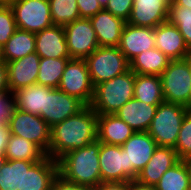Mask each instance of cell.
I'll list each match as a JSON object with an SVG mask.
<instances>
[{
	"instance_id": "f1b7e54d",
	"label": "cell",
	"mask_w": 191,
	"mask_h": 190,
	"mask_svg": "<svg viewBox=\"0 0 191 190\" xmlns=\"http://www.w3.org/2000/svg\"><path fill=\"white\" fill-rule=\"evenodd\" d=\"M71 58H42L40 57L37 84L58 88L61 77Z\"/></svg>"
},
{
	"instance_id": "7402d4cb",
	"label": "cell",
	"mask_w": 191,
	"mask_h": 190,
	"mask_svg": "<svg viewBox=\"0 0 191 190\" xmlns=\"http://www.w3.org/2000/svg\"><path fill=\"white\" fill-rule=\"evenodd\" d=\"M157 107L133 98L123 105L115 115L129 125L134 132H147Z\"/></svg>"
},
{
	"instance_id": "ba28073f",
	"label": "cell",
	"mask_w": 191,
	"mask_h": 190,
	"mask_svg": "<svg viewBox=\"0 0 191 190\" xmlns=\"http://www.w3.org/2000/svg\"><path fill=\"white\" fill-rule=\"evenodd\" d=\"M10 7L19 29L36 33L53 25L49 0H16Z\"/></svg>"
},
{
	"instance_id": "9a60e30c",
	"label": "cell",
	"mask_w": 191,
	"mask_h": 190,
	"mask_svg": "<svg viewBox=\"0 0 191 190\" xmlns=\"http://www.w3.org/2000/svg\"><path fill=\"white\" fill-rule=\"evenodd\" d=\"M156 147V142L148 132H135L122 145V149L127 152L128 166H131V181L137 179Z\"/></svg>"
},
{
	"instance_id": "e575fe53",
	"label": "cell",
	"mask_w": 191,
	"mask_h": 190,
	"mask_svg": "<svg viewBox=\"0 0 191 190\" xmlns=\"http://www.w3.org/2000/svg\"><path fill=\"white\" fill-rule=\"evenodd\" d=\"M17 26L10 5H0V44L4 45L14 34Z\"/></svg>"
},
{
	"instance_id": "bcb514c9",
	"label": "cell",
	"mask_w": 191,
	"mask_h": 190,
	"mask_svg": "<svg viewBox=\"0 0 191 190\" xmlns=\"http://www.w3.org/2000/svg\"><path fill=\"white\" fill-rule=\"evenodd\" d=\"M6 162V157L4 154H0V169L2 168L3 164Z\"/></svg>"
},
{
	"instance_id": "d6a6232c",
	"label": "cell",
	"mask_w": 191,
	"mask_h": 190,
	"mask_svg": "<svg viewBox=\"0 0 191 190\" xmlns=\"http://www.w3.org/2000/svg\"><path fill=\"white\" fill-rule=\"evenodd\" d=\"M168 21L178 28L191 51V8L179 6L172 1L169 5Z\"/></svg>"
},
{
	"instance_id": "7bdbcfd3",
	"label": "cell",
	"mask_w": 191,
	"mask_h": 190,
	"mask_svg": "<svg viewBox=\"0 0 191 190\" xmlns=\"http://www.w3.org/2000/svg\"><path fill=\"white\" fill-rule=\"evenodd\" d=\"M128 190H158L154 186H148L138 183L136 180L128 182Z\"/></svg>"
},
{
	"instance_id": "836d02e7",
	"label": "cell",
	"mask_w": 191,
	"mask_h": 190,
	"mask_svg": "<svg viewBox=\"0 0 191 190\" xmlns=\"http://www.w3.org/2000/svg\"><path fill=\"white\" fill-rule=\"evenodd\" d=\"M174 150L179 160L191 157V109L186 113Z\"/></svg>"
},
{
	"instance_id": "30bf717a",
	"label": "cell",
	"mask_w": 191,
	"mask_h": 190,
	"mask_svg": "<svg viewBox=\"0 0 191 190\" xmlns=\"http://www.w3.org/2000/svg\"><path fill=\"white\" fill-rule=\"evenodd\" d=\"M64 32L71 59H86L99 47L90 19L74 20L64 26Z\"/></svg>"
},
{
	"instance_id": "8d00e7d4",
	"label": "cell",
	"mask_w": 191,
	"mask_h": 190,
	"mask_svg": "<svg viewBox=\"0 0 191 190\" xmlns=\"http://www.w3.org/2000/svg\"><path fill=\"white\" fill-rule=\"evenodd\" d=\"M15 108L14 95L12 92L0 94V125L8 124Z\"/></svg>"
},
{
	"instance_id": "ac0fdd59",
	"label": "cell",
	"mask_w": 191,
	"mask_h": 190,
	"mask_svg": "<svg viewBox=\"0 0 191 190\" xmlns=\"http://www.w3.org/2000/svg\"><path fill=\"white\" fill-rule=\"evenodd\" d=\"M40 56L30 53L21 59L7 62L8 85L10 92L37 84Z\"/></svg>"
},
{
	"instance_id": "74e56055",
	"label": "cell",
	"mask_w": 191,
	"mask_h": 190,
	"mask_svg": "<svg viewBox=\"0 0 191 190\" xmlns=\"http://www.w3.org/2000/svg\"><path fill=\"white\" fill-rule=\"evenodd\" d=\"M80 18L90 19L103 8L98 0H76Z\"/></svg>"
},
{
	"instance_id": "b9f144b4",
	"label": "cell",
	"mask_w": 191,
	"mask_h": 190,
	"mask_svg": "<svg viewBox=\"0 0 191 190\" xmlns=\"http://www.w3.org/2000/svg\"><path fill=\"white\" fill-rule=\"evenodd\" d=\"M10 134H11V132L9 129V125L1 124L0 125V154L5 153Z\"/></svg>"
},
{
	"instance_id": "8992f818",
	"label": "cell",
	"mask_w": 191,
	"mask_h": 190,
	"mask_svg": "<svg viewBox=\"0 0 191 190\" xmlns=\"http://www.w3.org/2000/svg\"><path fill=\"white\" fill-rule=\"evenodd\" d=\"M85 60L94 87L130 69V63L119 47L99 46Z\"/></svg>"
},
{
	"instance_id": "f35d334b",
	"label": "cell",
	"mask_w": 191,
	"mask_h": 190,
	"mask_svg": "<svg viewBox=\"0 0 191 190\" xmlns=\"http://www.w3.org/2000/svg\"><path fill=\"white\" fill-rule=\"evenodd\" d=\"M50 190H93V187L69 182L58 174Z\"/></svg>"
},
{
	"instance_id": "5b68a950",
	"label": "cell",
	"mask_w": 191,
	"mask_h": 190,
	"mask_svg": "<svg viewBox=\"0 0 191 190\" xmlns=\"http://www.w3.org/2000/svg\"><path fill=\"white\" fill-rule=\"evenodd\" d=\"M160 77L164 101L191 109V56L183 60H171Z\"/></svg>"
},
{
	"instance_id": "d4e9b609",
	"label": "cell",
	"mask_w": 191,
	"mask_h": 190,
	"mask_svg": "<svg viewBox=\"0 0 191 190\" xmlns=\"http://www.w3.org/2000/svg\"><path fill=\"white\" fill-rule=\"evenodd\" d=\"M171 61L158 48L143 51L130 62V69L135 74L161 75Z\"/></svg>"
},
{
	"instance_id": "ab89813d",
	"label": "cell",
	"mask_w": 191,
	"mask_h": 190,
	"mask_svg": "<svg viewBox=\"0 0 191 190\" xmlns=\"http://www.w3.org/2000/svg\"><path fill=\"white\" fill-rule=\"evenodd\" d=\"M93 190H128V182H101L96 187H94Z\"/></svg>"
},
{
	"instance_id": "681fc988",
	"label": "cell",
	"mask_w": 191,
	"mask_h": 190,
	"mask_svg": "<svg viewBox=\"0 0 191 190\" xmlns=\"http://www.w3.org/2000/svg\"><path fill=\"white\" fill-rule=\"evenodd\" d=\"M2 53H3V45L0 44V60L2 59Z\"/></svg>"
},
{
	"instance_id": "e0dca14e",
	"label": "cell",
	"mask_w": 191,
	"mask_h": 190,
	"mask_svg": "<svg viewBox=\"0 0 191 190\" xmlns=\"http://www.w3.org/2000/svg\"><path fill=\"white\" fill-rule=\"evenodd\" d=\"M118 47L130 63L143 51L155 47L154 28L138 27L125 23Z\"/></svg>"
},
{
	"instance_id": "cb8c5ba5",
	"label": "cell",
	"mask_w": 191,
	"mask_h": 190,
	"mask_svg": "<svg viewBox=\"0 0 191 190\" xmlns=\"http://www.w3.org/2000/svg\"><path fill=\"white\" fill-rule=\"evenodd\" d=\"M51 87L34 84L13 93L15 108L40 116L44 120L45 94H48Z\"/></svg>"
},
{
	"instance_id": "44dd1931",
	"label": "cell",
	"mask_w": 191,
	"mask_h": 190,
	"mask_svg": "<svg viewBox=\"0 0 191 190\" xmlns=\"http://www.w3.org/2000/svg\"><path fill=\"white\" fill-rule=\"evenodd\" d=\"M101 47H118L121 33L126 23L122 18L113 16L109 11L102 9L90 18Z\"/></svg>"
},
{
	"instance_id": "9c48e42d",
	"label": "cell",
	"mask_w": 191,
	"mask_h": 190,
	"mask_svg": "<svg viewBox=\"0 0 191 190\" xmlns=\"http://www.w3.org/2000/svg\"><path fill=\"white\" fill-rule=\"evenodd\" d=\"M58 88L83 101L90 106L94 97V86L91 82L85 59H70L65 67Z\"/></svg>"
},
{
	"instance_id": "4dcf8cb0",
	"label": "cell",
	"mask_w": 191,
	"mask_h": 190,
	"mask_svg": "<svg viewBox=\"0 0 191 190\" xmlns=\"http://www.w3.org/2000/svg\"><path fill=\"white\" fill-rule=\"evenodd\" d=\"M24 160H6L0 169V190H23Z\"/></svg>"
},
{
	"instance_id": "484cf974",
	"label": "cell",
	"mask_w": 191,
	"mask_h": 190,
	"mask_svg": "<svg viewBox=\"0 0 191 190\" xmlns=\"http://www.w3.org/2000/svg\"><path fill=\"white\" fill-rule=\"evenodd\" d=\"M134 98L149 105L159 106L164 102L161 77L136 74Z\"/></svg>"
},
{
	"instance_id": "4316f807",
	"label": "cell",
	"mask_w": 191,
	"mask_h": 190,
	"mask_svg": "<svg viewBox=\"0 0 191 190\" xmlns=\"http://www.w3.org/2000/svg\"><path fill=\"white\" fill-rule=\"evenodd\" d=\"M35 51V33L17 28L3 45L2 60L6 63L15 61Z\"/></svg>"
},
{
	"instance_id": "7a4b0ae2",
	"label": "cell",
	"mask_w": 191,
	"mask_h": 190,
	"mask_svg": "<svg viewBox=\"0 0 191 190\" xmlns=\"http://www.w3.org/2000/svg\"><path fill=\"white\" fill-rule=\"evenodd\" d=\"M100 142L69 151L58 160L59 175L79 185L96 187L101 183L99 167Z\"/></svg>"
},
{
	"instance_id": "5bb4252c",
	"label": "cell",
	"mask_w": 191,
	"mask_h": 190,
	"mask_svg": "<svg viewBox=\"0 0 191 190\" xmlns=\"http://www.w3.org/2000/svg\"><path fill=\"white\" fill-rule=\"evenodd\" d=\"M58 174V161L48 155L38 162L24 160L23 190H50Z\"/></svg>"
},
{
	"instance_id": "f6af8a7d",
	"label": "cell",
	"mask_w": 191,
	"mask_h": 190,
	"mask_svg": "<svg viewBox=\"0 0 191 190\" xmlns=\"http://www.w3.org/2000/svg\"><path fill=\"white\" fill-rule=\"evenodd\" d=\"M184 162L189 172V179H190V185H191V157L185 159Z\"/></svg>"
},
{
	"instance_id": "7dc6e473",
	"label": "cell",
	"mask_w": 191,
	"mask_h": 190,
	"mask_svg": "<svg viewBox=\"0 0 191 190\" xmlns=\"http://www.w3.org/2000/svg\"><path fill=\"white\" fill-rule=\"evenodd\" d=\"M16 0H0V4L2 5H10L11 3L15 2Z\"/></svg>"
},
{
	"instance_id": "60d3db41",
	"label": "cell",
	"mask_w": 191,
	"mask_h": 190,
	"mask_svg": "<svg viewBox=\"0 0 191 190\" xmlns=\"http://www.w3.org/2000/svg\"><path fill=\"white\" fill-rule=\"evenodd\" d=\"M8 67L5 61L0 60V94L9 92Z\"/></svg>"
},
{
	"instance_id": "f546056e",
	"label": "cell",
	"mask_w": 191,
	"mask_h": 190,
	"mask_svg": "<svg viewBox=\"0 0 191 190\" xmlns=\"http://www.w3.org/2000/svg\"><path fill=\"white\" fill-rule=\"evenodd\" d=\"M158 190H191L189 172L183 160L164 172L155 185Z\"/></svg>"
},
{
	"instance_id": "6da1fadb",
	"label": "cell",
	"mask_w": 191,
	"mask_h": 190,
	"mask_svg": "<svg viewBox=\"0 0 191 190\" xmlns=\"http://www.w3.org/2000/svg\"><path fill=\"white\" fill-rule=\"evenodd\" d=\"M98 115L91 106L51 127L48 156L58 161L69 151L97 140Z\"/></svg>"
},
{
	"instance_id": "1f68e13d",
	"label": "cell",
	"mask_w": 191,
	"mask_h": 190,
	"mask_svg": "<svg viewBox=\"0 0 191 190\" xmlns=\"http://www.w3.org/2000/svg\"><path fill=\"white\" fill-rule=\"evenodd\" d=\"M52 22L58 26H65L80 19L76 0H49Z\"/></svg>"
},
{
	"instance_id": "4fadbf2b",
	"label": "cell",
	"mask_w": 191,
	"mask_h": 190,
	"mask_svg": "<svg viewBox=\"0 0 191 190\" xmlns=\"http://www.w3.org/2000/svg\"><path fill=\"white\" fill-rule=\"evenodd\" d=\"M173 0H134L131 14L126 23L155 28L168 21L169 5Z\"/></svg>"
},
{
	"instance_id": "d590c367",
	"label": "cell",
	"mask_w": 191,
	"mask_h": 190,
	"mask_svg": "<svg viewBox=\"0 0 191 190\" xmlns=\"http://www.w3.org/2000/svg\"><path fill=\"white\" fill-rule=\"evenodd\" d=\"M133 1L134 0H109L104 9L109 11L113 16L120 17L127 22L133 8Z\"/></svg>"
},
{
	"instance_id": "7c38bea8",
	"label": "cell",
	"mask_w": 191,
	"mask_h": 190,
	"mask_svg": "<svg viewBox=\"0 0 191 190\" xmlns=\"http://www.w3.org/2000/svg\"><path fill=\"white\" fill-rule=\"evenodd\" d=\"M86 106L80 99L68 95L59 88H52L45 94L44 121L52 127L79 113Z\"/></svg>"
},
{
	"instance_id": "52a82bcc",
	"label": "cell",
	"mask_w": 191,
	"mask_h": 190,
	"mask_svg": "<svg viewBox=\"0 0 191 190\" xmlns=\"http://www.w3.org/2000/svg\"><path fill=\"white\" fill-rule=\"evenodd\" d=\"M8 125L11 134L36 144L48 155L51 127L40 116L14 108Z\"/></svg>"
},
{
	"instance_id": "83f0119b",
	"label": "cell",
	"mask_w": 191,
	"mask_h": 190,
	"mask_svg": "<svg viewBox=\"0 0 191 190\" xmlns=\"http://www.w3.org/2000/svg\"><path fill=\"white\" fill-rule=\"evenodd\" d=\"M4 155L6 160L33 162H38L46 156L36 144L13 134H10Z\"/></svg>"
},
{
	"instance_id": "3957f363",
	"label": "cell",
	"mask_w": 191,
	"mask_h": 190,
	"mask_svg": "<svg viewBox=\"0 0 191 190\" xmlns=\"http://www.w3.org/2000/svg\"><path fill=\"white\" fill-rule=\"evenodd\" d=\"M136 74L129 69L111 80L94 87L91 108L97 115L116 114L129 100L134 98Z\"/></svg>"
},
{
	"instance_id": "603a6c76",
	"label": "cell",
	"mask_w": 191,
	"mask_h": 190,
	"mask_svg": "<svg viewBox=\"0 0 191 190\" xmlns=\"http://www.w3.org/2000/svg\"><path fill=\"white\" fill-rule=\"evenodd\" d=\"M135 132L115 114L98 115L97 140L101 143L122 146Z\"/></svg>"
},
{
	"instance_id": "ee69618b",
	"label": "cell",
	"mask_w": 191,
	"mask_h": 190,
	"mask_svg": "<svg viewBox=\"0 0 191 190\" xmlns=\"http://www.w3.org/2000/svg\"><path fill=\"white\" fill-rule=\"evenodd\" d=\"M179 6H186L191 8V0H173Z\"/></svg>"
},
{
	"instance_id": "ffe728a7",
	"label": "cell",
	"mask_w": 191,
	"mask_h": 190,
	"mask_svg": "<svg viewBox=\"0 0 191 190\" xmlns=\"http://www.w3.org/2000/svg\"><path fill=\"white\" fill-rule=\"evenodd\" d=\"M36 53L42 58H70L64 26L53 24L35 33Z\"/></svg>"
},
{
	"instance_id": "277c9868",
	"label": "cell",
	"mask_w": 191,
	"mask_h": 190,
	"mask_svg": "<svg viewBox=\"0 0 191 190\" xmlns=\"http://www.w3.org/2000/svg\"><path fill=\"white\" fill-rule=\"evenodd\" d=\"M189 110L181 104L165 101L157 107L147 131L157 146L175 148L182 121Z\"/></svg>"
},
{
	"instance_id": "c3c4849f",
	"label": "cell",
	"mask_w": 191,
	"mask_h": 190,
	"mask_svg": "<svg viewBox=\"0 0 191 190\" xmlns=\"http://www.w3.org/2000/svg\"><path fill=\"white\" fill-rule=\"evenodd\" d=\"M109 0H98L99 4L102 6V8L104 9L106 7V5L108 4Z\"/></svg>"
},
{
	"instance_id": "d6986e66",
	"label": "cell",
	"mask_w": 191,
	"mask_h": 190,
	"mask_svg": "<svg viewBox=\"0 0 191 190\" xmlns=\"http://www.w3.org/2000/svg\"><path fill=\"white\" fill-rule=\"evenodd\" d=\"M179 161L176 151L172 147L157 146L151 159L138 173L136 181L143 185L154 186L169 168Z\"/></svg>"
},
{
	"instance_id": "2e32d148",
	"label": "cell",
	"mask_w": 191,
	"mask_h": 190,
	"mask_svg": "<svg viewBox=\"0 0 191 190\" xmlns=\"http://www.w3.org/2000/svg\"><path fill=\"white\" fill-rule=\"evenodd\" d=\"M155 47L171 60H183L191 56L178 28L169 21L154 28Z\"/></svg>"
},
{
	"instance_id": "8fae6325",
	"label": "cell",
	"mask_w": 191,
	"mask_h": 190,
	"mask_svg": "<svg viewBox=\"0 0 191 190\" xmlns=\"http://www.w3.org/2000/svg\"><path fill=\"white\" fill-rule=\"evenodd\" d=\"M99 167L101 182L131 181V166H128L127 152L122 146L100 142Z\"/></svg>"
}]
</instances>
